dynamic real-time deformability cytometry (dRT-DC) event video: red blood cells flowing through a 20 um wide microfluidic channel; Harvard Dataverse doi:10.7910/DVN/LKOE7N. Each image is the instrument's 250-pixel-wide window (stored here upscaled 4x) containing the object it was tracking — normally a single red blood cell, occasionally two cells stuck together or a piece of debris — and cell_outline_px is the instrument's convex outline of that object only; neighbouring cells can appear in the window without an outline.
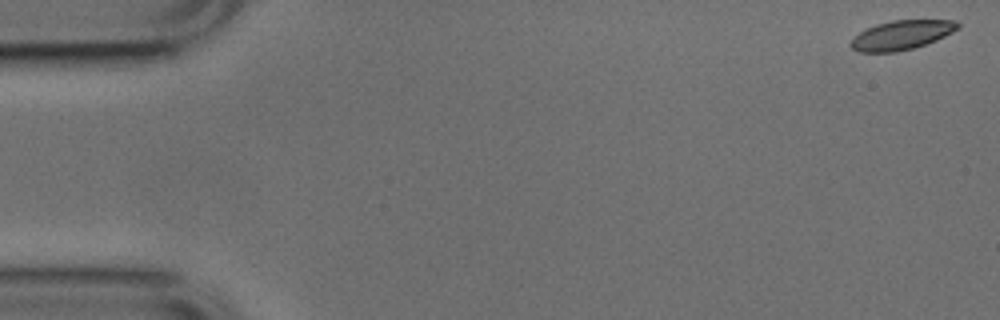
{"species": "common noctule bat (a hibernating species)", "species_latin": "Nyctalus noctula", "temperature_condition": "cold", "stored_images_in_passage": 53, "camera_frame_rate_fps": 3000, "um_per_image_px": 0.085, "animal": {"sex": "male", "body_mass_g": 17.9, "forearm_length_mm": 54.2}, "frame": {"image": 1, "passage_image": 2, "time_ms": 0.333, "image_size_px": [1000, 320], "cell_outline_px": [[960, 28], [936, 40], [912, 48], [896, 52], [860, 52], [852, 48], [848, 44], [860, 32], [876, 24], [892, 20], [956, 20], [960, 24]], "centroid_in_image_um": [76.64, 2.97], "position_along_channel_um": 8.4, "area_um2": 18.09}}
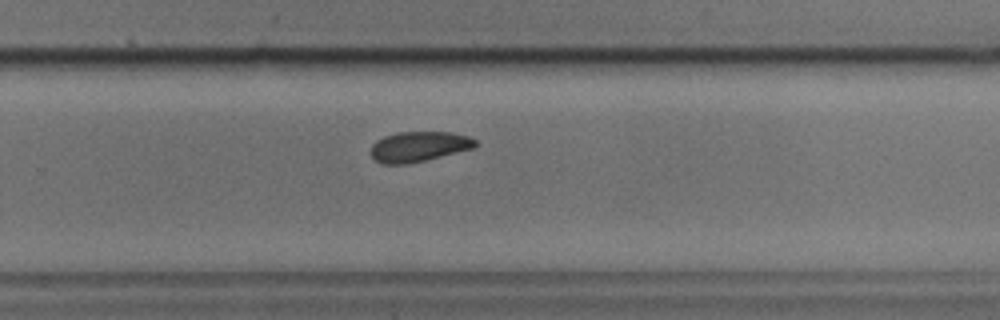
{"frame": {"image": 2, "passage_image": 35, "time_ms": 11.333, "image_size_px": [1000, 320], "cell_outline_px": [[476, 148], [408, 164], [380, 164], [372, 156], [372, 144], [376, 140], [384, 136], [400, 132], [448, 132], [468, 136], [476, 140]], "centroid_in_image_um": [35.61, 12.46], "position_along_channel_um": 294.2, "area_um2": 18.38}}
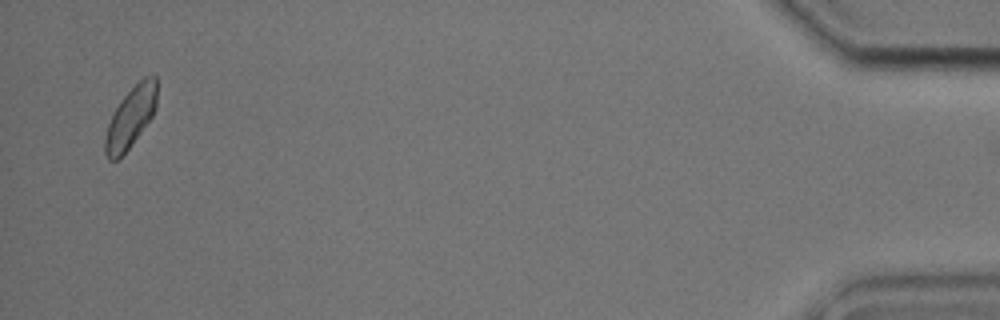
{"frame": {"image": 3, "passage_image": 52, "time_ms": 17.0, "image_size_px": [1000, 320], "cell_outline_px": [[156, 108], [152, 116], [128, 148], [116, 160], [108, 160], [104, 152], [104, 140], [108, 124], [112, 112], [120, 100], [144, 76], [156, 76]], "centroid_in_image_um": [11.07, 9.97], "position_along_channel_um": 424.1, "area_um2": 18.03}, "authors_computed_cell_mechanics": {"area_um2": 19.1896, "velocity_mm_per_s": 3.7836, "shape_relaxation_time_tau1_ms": 3.4589, "shape_relaxation_time_tau2_ms": 3.932, "deformation_change_tau1": 0.0838, "deformation_change_tau2": 0.0707}}